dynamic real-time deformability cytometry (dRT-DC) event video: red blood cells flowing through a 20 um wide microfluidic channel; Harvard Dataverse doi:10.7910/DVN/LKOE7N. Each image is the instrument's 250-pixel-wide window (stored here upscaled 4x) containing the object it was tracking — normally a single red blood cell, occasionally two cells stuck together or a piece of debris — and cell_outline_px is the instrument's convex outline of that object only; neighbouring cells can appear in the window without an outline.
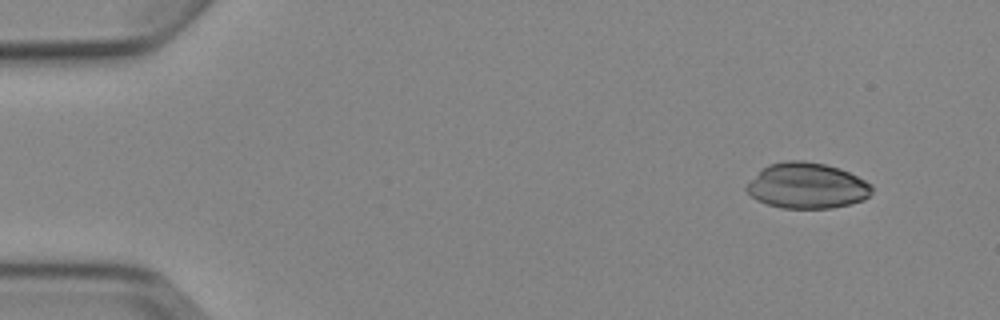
{"species": "Egyptian fruit bat (a non-hibernating species)", "species_latin": "Rousettus aegyptiacus", "temperature_condition": "cold", "stored_images_in_passage": 4, "camera_frame_rate_fps": 3000, "um_per_image_px": 0.085, "animal": {"sex": "female"}, "frame": {"image": 1, "passage_image": 1, "time_ms": 0.0, "image_size_px": [1000, 320], "cell_outline_px": [[872, 192], [864, 200], [832, 208], [780, 208], [756, 200], [744, 188], [768, 164], [788, 160], [804, 160], [824, 164], [840, 168], [872, 184]], "centroid_in_image_um": [68.61, 15.79], "position_along_channel_um": 16.4, "area_um2": 33.12}}
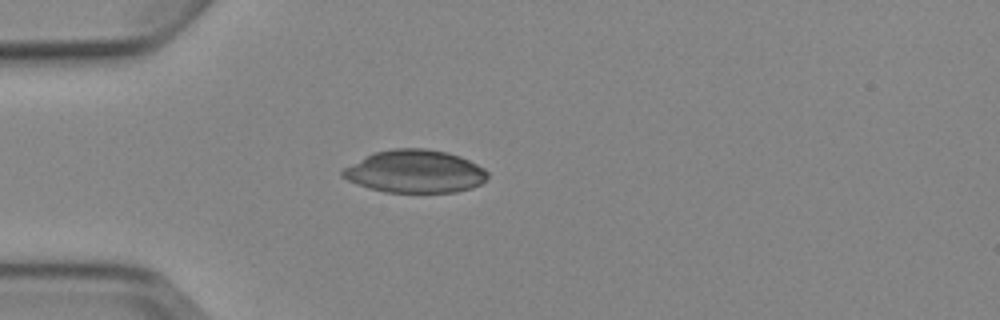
{"frame": {"image": 2, "passage_image": 3, "time_ms": 3.333, "image_size_px": [1000, 320], "cell_outline_px": [[488, 180], [472, 188], [456, 192], [384, 192], [368, 188], [356, 184], [340, 176], [340, 172], [344, 168], [372, 152], [392, 148], [428, 148], [448, 152], [460, 156], [484, 168], [488, 172]], "centroid_in_image_um": [35.27, 14.57], "position_along_channel_um": 49.7, "area_um2": 36.53}}